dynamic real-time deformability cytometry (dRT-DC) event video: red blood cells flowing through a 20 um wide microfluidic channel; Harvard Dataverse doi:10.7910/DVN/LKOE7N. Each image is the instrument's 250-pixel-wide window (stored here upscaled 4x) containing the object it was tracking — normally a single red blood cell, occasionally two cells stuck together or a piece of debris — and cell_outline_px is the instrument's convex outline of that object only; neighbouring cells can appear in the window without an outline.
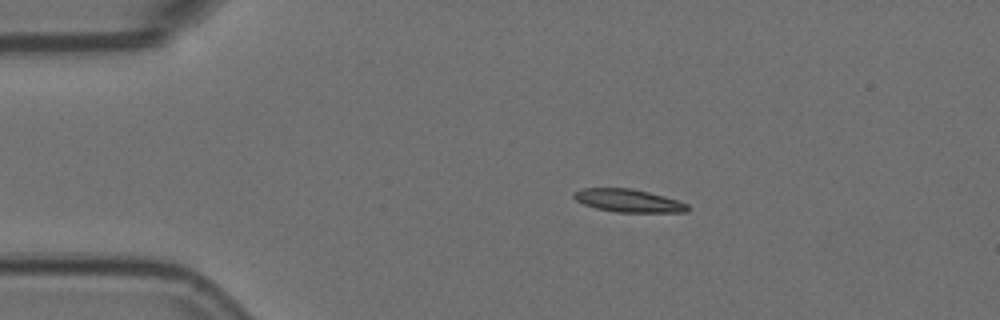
{"species": "Egyptian fruit bat (a non-hibernating species)", "species_latin": "Rousettus aegyptiacus", "temperature_condition": "room temperature", "stored_images_in_passage": 46, "camera_frame_rate_fps": 3000, "um_per_image_px": 0.085, "animal": {"sex": "female"}, "frame": {"image": 1, "passage_image": 1, "time_ms": 0.0, "image_size_px": [1000, 320], "cell_outline_px": [[692, 208], [688, 212], [616, 212], [596, 208], [584, 204], [576, 200], [572, 196], [572, 192], [580, 188], [628, 188], [648, 192], [680, 200], [688, 204]], "centroid_in_image_um": [53.43, 17.05], "position_along_channel_um": 31.6, "area_um2": 15.37}}
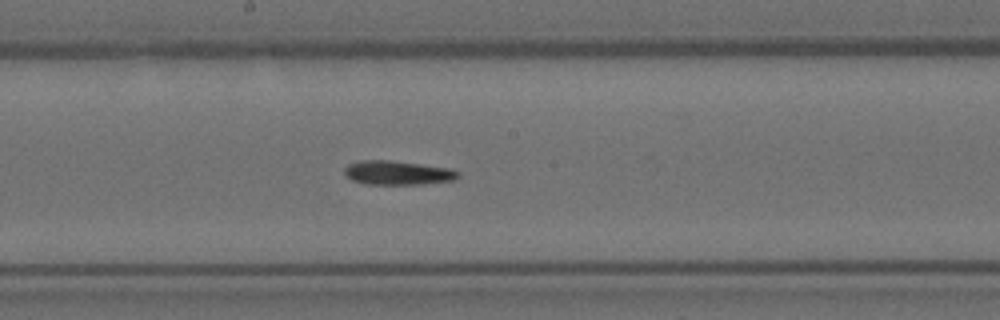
{"frame": {"image": 2, "passage_image": 20, "time_ms": 6.333, "image_size_px": [1000, 320], "cell_outline_px": [[460, 176], [456, 180], [424, 184], [364, 184], [352, 180], [344, 176], [344, 168], [348, 164], [360, 160], [392, 160], [448, 168], [460, 172]], "centroid_in_image_um": [33.78, 14.69], "position_along_channel_um": 214.4, "area_um2": 16.13}}
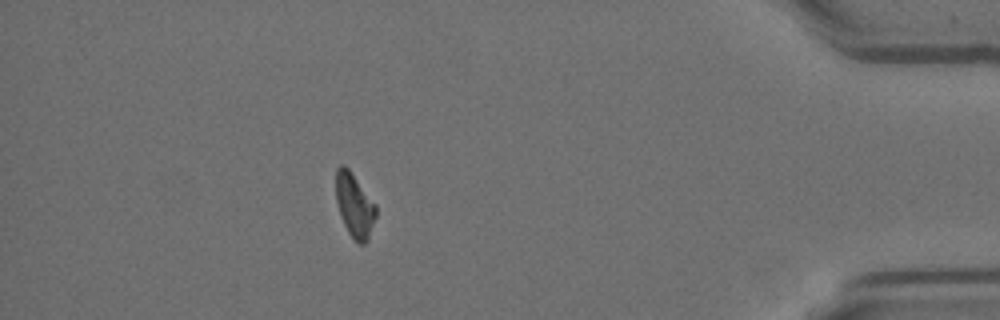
{"frame": {"image": 3, "passage_image": 40, "time_ms": 13.0, "image_size_px": [1000, 320], "cell_outline_px": [[376, 216], [368, 240], [364, 244], [356, 244], [348, 232], [340, 216], [336, 200], [336, 168], [340, 164], [344, 164], [348, 168], [376, 204]], "centroid_in_image_um": [30.13, 17.47], "position_along_channel_um": 405.1, "area_um2": 15.03}, "authors_computed_cell_mechanics": {"area_um2": 15.4615, "velocity_mm_per_s": 3.6167, "shape_relaxation_time_tau1_ms": 11.2735, "shape_relaxation_time_tau2_ms": 6.4028, "deformation_change_tau1": 0.2738, "deformation_change_tau2": 0.1261}}